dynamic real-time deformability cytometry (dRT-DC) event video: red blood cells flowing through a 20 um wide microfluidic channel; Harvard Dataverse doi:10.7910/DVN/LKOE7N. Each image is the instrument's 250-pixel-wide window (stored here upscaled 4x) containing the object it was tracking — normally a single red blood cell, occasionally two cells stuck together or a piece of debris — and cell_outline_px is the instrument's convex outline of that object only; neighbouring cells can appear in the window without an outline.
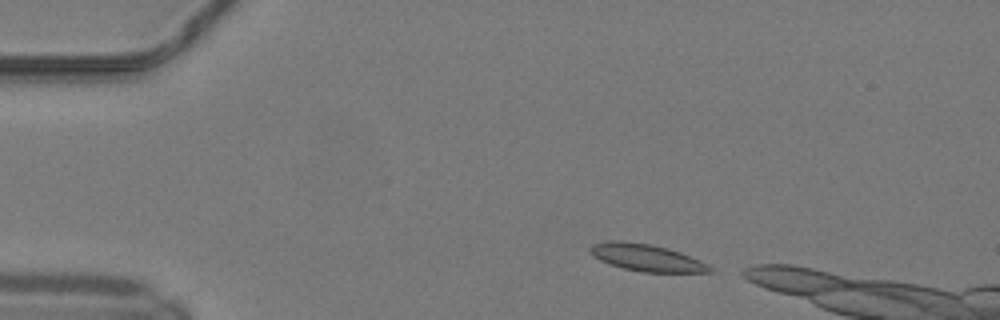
{"species": "common noctule bat (a hibernating species)", "species_latin": "Nyctalus noctula", "temperature_condition": "warm", "stored_images_in_passage": 34, "camera_frame_rate_fps": 3000, "um_per_image_px": 0.085, "animal": {"sex": "male", "body_mass_g": 19.2, "forearm_length_mm": 51.8}, "frame": {"image": 1, "passage_image": 2, "time_ms": 0.333, "image_size_px": [1000, 320], "cell_outline_px": [[712, 272], [644, 272], [624, 268], [600, 260], [592, 256], [588, 252], [588, 248], [592, 244], [608, 240], [624, 240], [652, 244], [668, 248], [680, 252], [700, 260], [708, 264], [712, 268]], "centroid_in_image_um": [54.91, 21.87], "position_along_channel_um": 30.1, "area_um2": 18.96}}
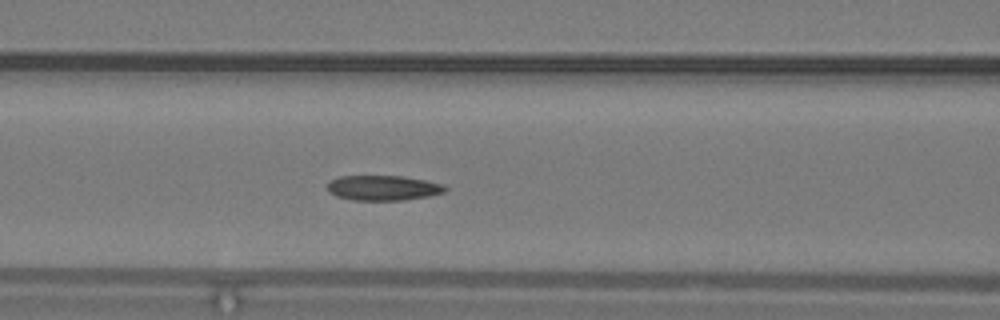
{"frame": {"image": 2, "passage_image": 14, "time_ms": 4.333, "image_size_px": [1000, 320], "cell_outline_px": [[448, 188], [444, 192], [428, 196], [404, 200], [352, 200], [336, 196], [328, 192], [328, 180], [340, 176], [404, 176], [444, 184]], "centroid_in_image_um": [32.55, 15.97], "position_along_channel_um": 134.1, "area_um2": 17.28}}
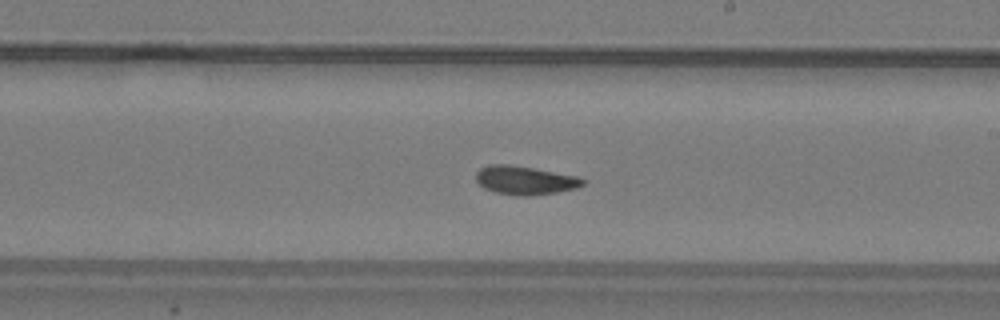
{"frame": {"image": 3, "passage_image": 22, "time_ms": 7.0, "image_size_px": [1000, 320], "cell_outline_px": [[588, 180], [584, 184], [576, 188], [556, 192], [528, 196], [516, 196], [496, 192], [484, 188], [476, 180], [476, 172], [480, 168], [488, 164], [508, 164], [532, 168], [576, 176]], "centroid_in_image_um": [44.61, 15.32], "position_along_channel_um": 244.4, "area_um2": 17.74}}